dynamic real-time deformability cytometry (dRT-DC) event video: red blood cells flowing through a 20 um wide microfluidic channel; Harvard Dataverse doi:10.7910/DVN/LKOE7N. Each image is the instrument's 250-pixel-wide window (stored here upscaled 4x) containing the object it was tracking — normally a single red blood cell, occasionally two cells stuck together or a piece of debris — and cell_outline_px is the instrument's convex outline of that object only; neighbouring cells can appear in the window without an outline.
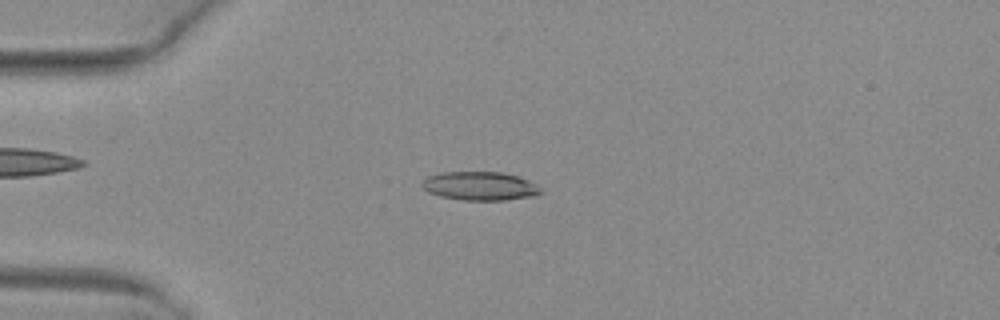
{"species": "common noctule bat (a hibernating species)", "species_latin": "Nyctalus noctula", "temperature_condition": "warm", "stored_images_in_passage": 50, "camera_frame_rate_fps": 3000, "um_per_image_px": 0.085, "animal": {"sex": "female", "body_mass_g": 29.2, "forearm_length_mm": 56.3}, "frame": {"image": 1, "passage_image": 13, "time_ms": 4.0, "image_size_px": [1000, 320], "cell_outline_px": [[544, 192], [532, 196], [504, 200], [464, 200], [440, 196], [428, 192], [420, 184], [428, 176], [440, 172], [500, 172], [520, 176], [544, 188]], "centroid_in_image_um": [40.83, 15.8], "position_along_channel_um": 44.2, "area_um2": 19.94}}
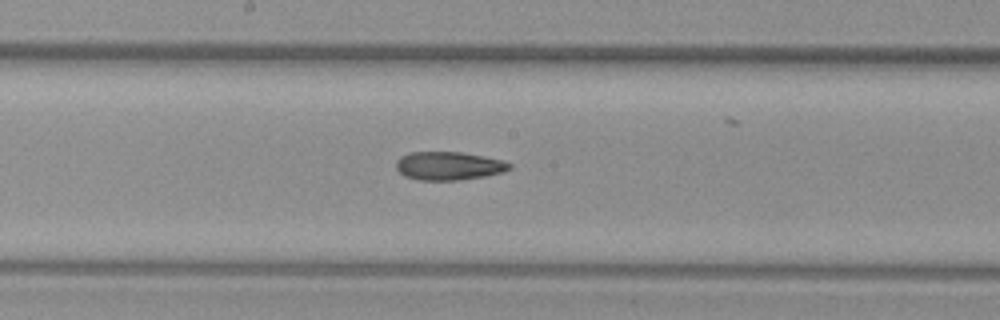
{"frame": {"image": 2, "passage_image": 27, "time_ms": 8.667, "image_size_px": [1000, 320], "cell_outline_px": [[512, 168], [504, 172], [484, 176], [460, 180], [416, 180], [404, 176], [396, 168], [396, 160], [400, 156], [408, 152], [460, 152], [484, 156], [504, 160], [512, 164]], "centroid_in_image_um": [38.14, 14.1], "position_along_channel_um": 210.1, "area_um2": 18.96}}
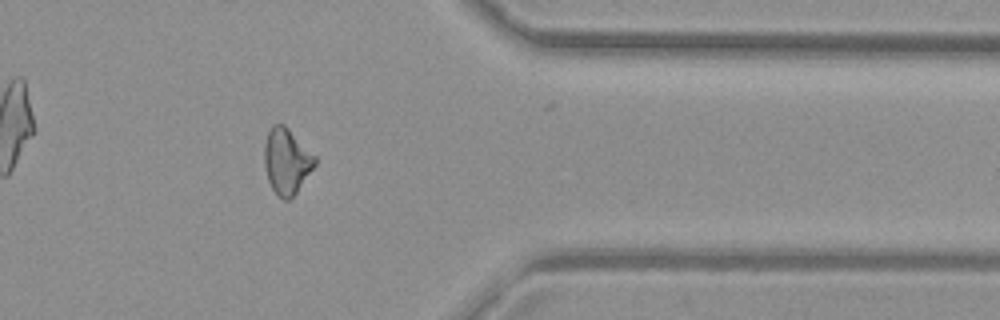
{"frame": {"image": 3, "passage_image": 41, "time_ms": 13.333, "image_size_px": [1000, 320], "cell_outline_px": [[316, 164], [296, 192], [288, 200], [284, 200], [276, 196], [268, 180], [264, 164], [264, 144], [268, 132], [272, 124], [284, 124], [316, 156]], "centroid_in_image_um": [24.35, 13.7], "position_along_channel_um": 387.1, "area_um2": 19.31}, "authors_computed_cell_mechanics": {"area_um2": 19.3052, "velocity_mm_per_s": 4.0952, "shape_relaxation_time_tau1_ms": null, "shape_relaxation_time_tau2_ms": 4.0241, "deformation_change_tau1": null, "deformation_change_tau2": 0.1315}}